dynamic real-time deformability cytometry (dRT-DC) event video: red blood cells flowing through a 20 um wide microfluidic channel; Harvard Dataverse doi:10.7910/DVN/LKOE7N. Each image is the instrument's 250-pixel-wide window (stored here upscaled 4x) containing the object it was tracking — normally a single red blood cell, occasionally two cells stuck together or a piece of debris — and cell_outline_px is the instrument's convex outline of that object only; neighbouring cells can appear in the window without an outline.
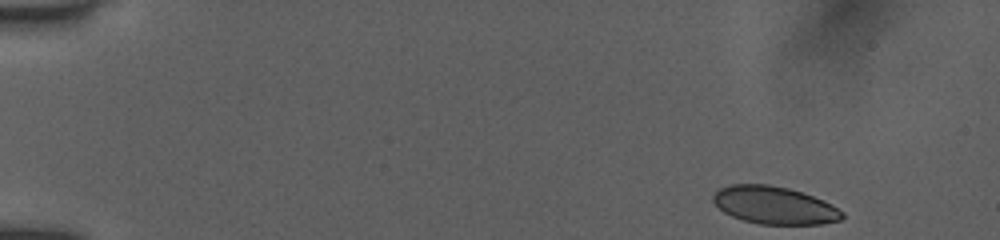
{"species": "human", "species_latin": "Homo sapiens", "temperature_condition": "room temperature", "stored_images_in_passage": 20, "camera_frame_rate_fps": 3000, "um_per_image_px": 0.085, "donor": {"sex": "female"}, "frame": {"image": 1, "passage_image": 1, "time_ms": 0.0, "image_size_px": [1000, 240], "cell_outline_px": [[844, 216], [840, 220], [820, 224], [760, 224], [744, 220], [732, 216], [724, 212], [712, 200], [712, 196], [720, 188], [732, 184], [768, 184], [788, 188], [824, 200], [832, 204], [844, 212]], "centroid_in_image_um": [65.83, 17.44], "position_along_channel_um": 19.2, "area_um2": 28.15}}
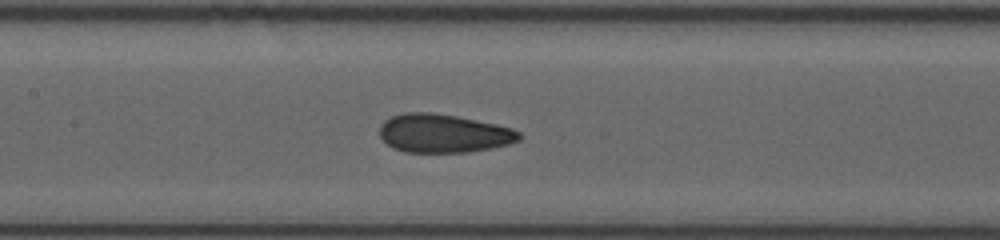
{"frame": {"image": 2, "passage_image": 12, "time_ms": 7.0, "image_size_px": [1000, 240], "cell_outline_px": [[520, 140], [508, 144], [492, 148], [468, 152], [404, 152], [392, 148], [380, 136], [380, 124], [384, 120], [392, 116], [404, 112], [432, 112], [456, 116], [496, 124], [512, 128], [520, 132]], "centroid_in_image_um": [37.68, 11.33], "position_along_channel_um": 169.7, "area_um2": 31.39}}
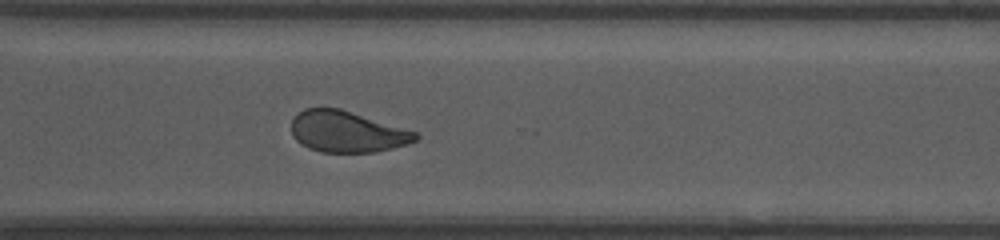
{"frame": {"image": 3, "passage_image": 20, "time_ms": 11.333, "image_size_px": [1000, 240], "cell_outline_px": [[420, 136], [416, 140], [392, 148], [376, 152], [320, 152], [308, 148], [300, 144], [292, 136], [292, 116], [304, 108], [340, 108], [416, 132]], "centroid_in_image_um": [29.44, 11.19], "position_along_channel_um": 341.2, "area_um2": 29.77}}